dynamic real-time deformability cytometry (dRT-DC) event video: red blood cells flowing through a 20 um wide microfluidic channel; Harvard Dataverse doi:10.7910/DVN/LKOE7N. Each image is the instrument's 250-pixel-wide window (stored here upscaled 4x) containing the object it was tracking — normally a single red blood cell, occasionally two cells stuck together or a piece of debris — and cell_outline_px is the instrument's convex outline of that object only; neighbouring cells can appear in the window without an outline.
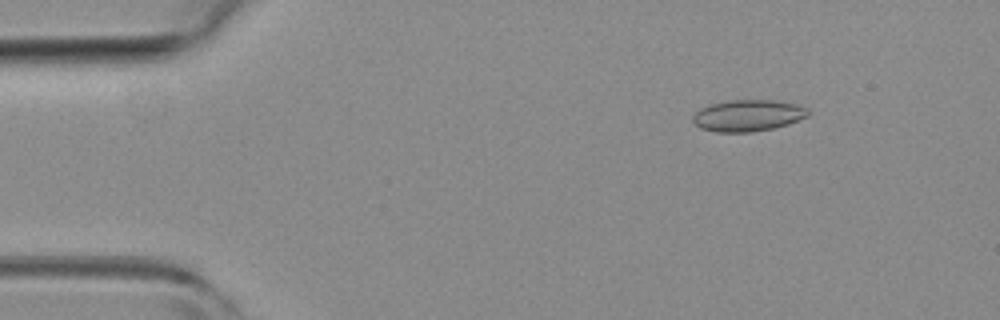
{"species": "common noctule bat (a hibernating species)", "species_latin": "Nyctalus noctula", "temperature_condition": "room temperature", "stored_images_in_passage": 19, "camera_frame_rate_fps": 3000, "um_per_image_px": 0.085, "animal": {"sex": "female", "body_mass_g": 19.3, "forearm_length_mm": 54.1}, "frame": {"image": 1, "passage_image": 2, "time_ms": 0.333, "image_size_px": [1000, 320], "cell_outline_px": [[808, 116], [788, 124], [772, 128], [752, 132], [716, 132], [700, 128], [692, 120], [692, 116], [700, 108], [712, 104], [728, 100], [772, 100], [796, 104], [808, 108]], "centroid_in_image_um": [63.56, 9.82], "position_along_channel_um": 21.4, "area_um2": 21.1}}
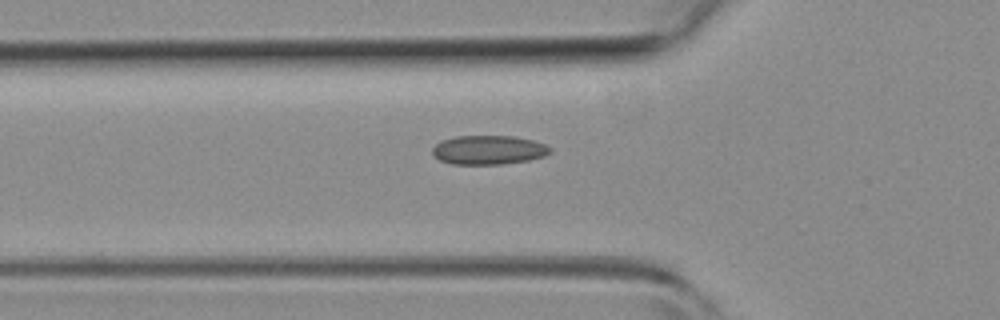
{"frame": {"image": 2, "passage_image": 12, "time_ms": 3.667, "image_size_px": [1000, 320], "cell_outline_px": [[552, 152], [544, 156], [528, 160], [504, 164], [452, 164], [440, 160], [432, 152], [432, 148], [440, 140], [456, 136], [512, 136], [532, 140], [544, 144], [552, 148]], "centroid_in_image_um": [41.53, 12.74], "position_along_channel_um": 84.3, "area_um2": 19.94}}
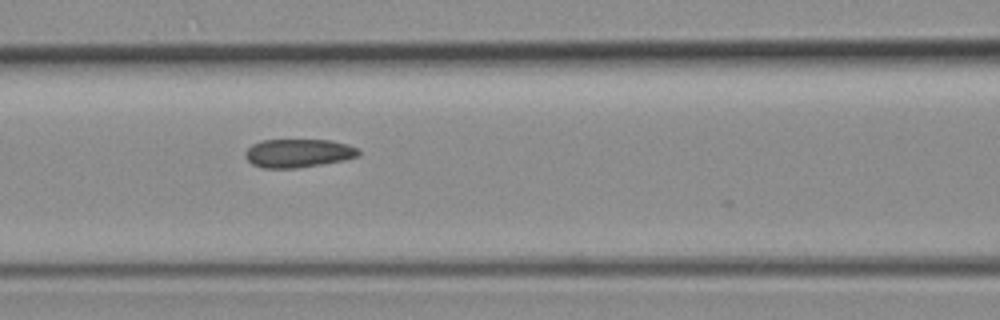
{"frame": {"image": 3, "passage_image": 16, "time_ms": 5.0, "image_size_px": [1000, 320], "cell_outline_px": [[360, 152], [356, 156], [344, 160], [296, 168], [264, 168], [252, 164], [244, 156], [244, 152], [252, 144], [260, 140], [332, 140], [348, 144], [360, 148]], "centroid_in_image_um": [25.34, 13.01], "position_along_channel_um": 141.3, "area_um2": 18.84}}